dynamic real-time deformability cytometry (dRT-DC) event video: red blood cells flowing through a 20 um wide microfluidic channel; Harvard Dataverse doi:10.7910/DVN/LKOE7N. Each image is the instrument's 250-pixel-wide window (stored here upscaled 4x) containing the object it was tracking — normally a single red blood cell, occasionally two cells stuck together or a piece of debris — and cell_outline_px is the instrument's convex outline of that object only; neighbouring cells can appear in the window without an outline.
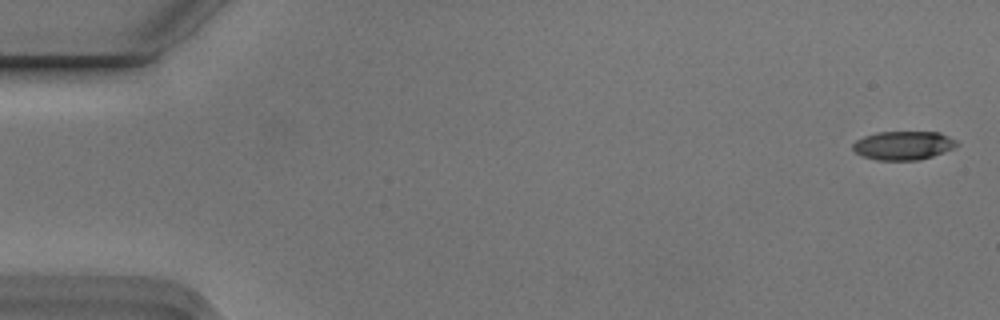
{"species": "Egyptian fruit bat (a non-hibernating species)", "species_latin": "Rousettus aegyptiacus", "temperature_condition": "cold", "stored_images_in_passage": 6, "camera_frame_rate_fps": 3000, "um_per_image_px": 0.085, "animal": {"sex": "male"}, "frame": {"image": 1, "passage_image": 1, "time_ms": 0.0, "image_size_px": [1000, 320], "cell_outline_px": [[960, 144], [944, 152], [920, 160], [876, 160], [864, 156], [856, 152], [852, 148], [852, 144], [856, 140], [864, 136], [876, 132], [940, 132], [956, 140]], "centroid_in_image_um": [76.79, 12.36], "position_along_channel_um": 8.2, "area_um2": 17.4}}
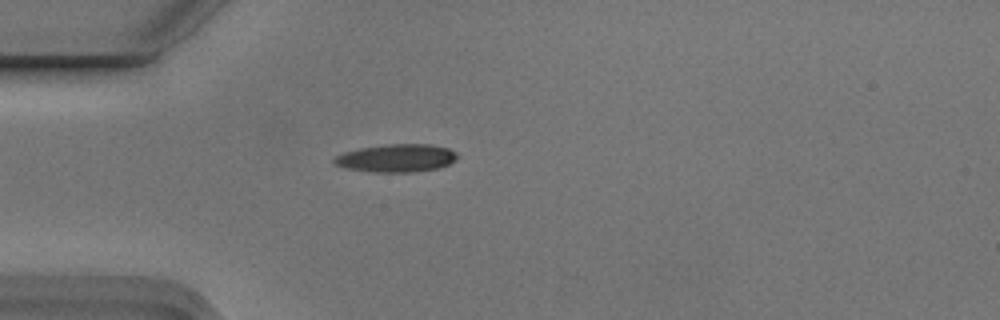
{"frame": {"image": 2, "passage_image": 5, "time_ms": 1.333, "image_size_px": [1000, 320], "cell_outline_px": [[460, 156], [456, 160], [448, 164], [436, 168], [412, 172], [376, 172], [344, 168], [336, 164], [332, 160], [336, 156], [344, 152], [360, 148], [388, 144], [432, 144], [448, 148], [456, 152]], "centroid_in_image_um": [33.72, 13.43], "position_along_channel_um": 51.3, "area_um2": 20.0}}